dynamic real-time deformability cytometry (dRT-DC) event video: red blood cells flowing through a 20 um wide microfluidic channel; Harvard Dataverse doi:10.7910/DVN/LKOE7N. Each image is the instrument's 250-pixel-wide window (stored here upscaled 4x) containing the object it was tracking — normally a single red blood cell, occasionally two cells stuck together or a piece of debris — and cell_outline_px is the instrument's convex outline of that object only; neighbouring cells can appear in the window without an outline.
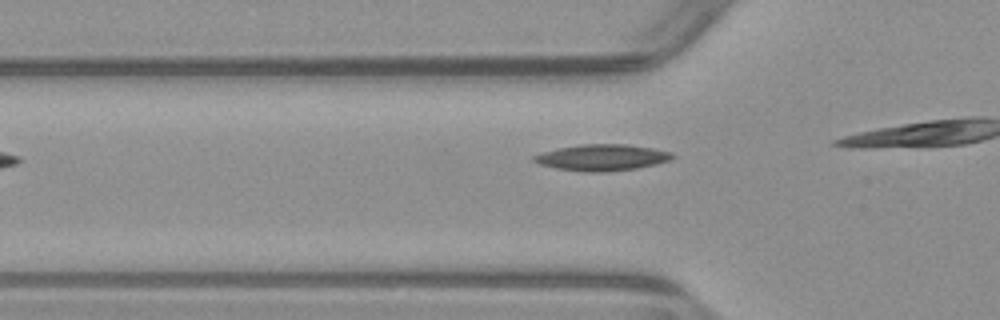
{"species": "common noctule bat (a hibernating species)", "species_latin": "Nyctalus noctula", "temperature_condition": "warm", "stored_images_in_passage": 9, "camera_frame_rate_fps": 3000, "um_per_image_px": 0.085, "animal": {"sex": "male", "body_mass_g": 23.1, "forearm_length_mm": 52.7}, "frame": {"image": 1, "passage_image": 4, "time_ms": 1.0, "image_size_px": [1000, 320], "cell_outline_px": [[676, 156], [668, 160], [656, 164], [636, 168], [604, 172], [584, 172], [556, 168], [540, 164], [532, 160], [532, 156], [544, 152], [560, 148], [580, 144], [628, 144], [652, 148], [672, 152]], "centroid_in_image_um": [51.18, 13.39], "position_along_channel_um": 74.6, "area_um2": 21.1}}
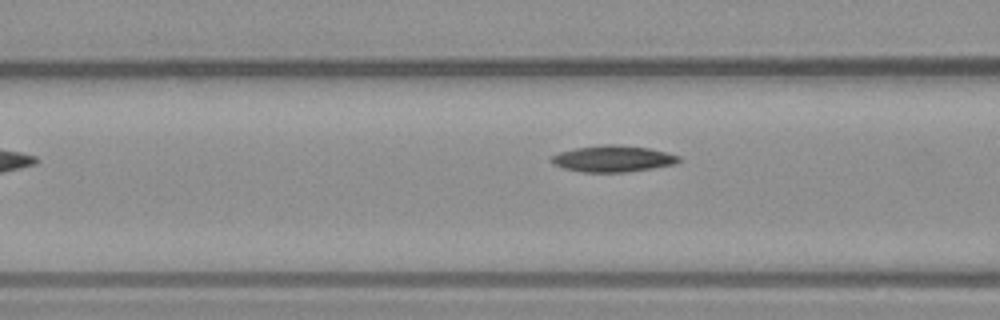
{"frame": {"image": 2, "passage_image": 7, "time_ms": 2.0, "image_size_px": [1000, 320], "cell_outline_px": [[680, 160], [676, 164], [628, 172], [580, 172], [564, 168], [552, 164], [548, 160], [552, 156], [560, 152], [576, 148], [604, 144], [612, 144], [648, 148], [680, 156]], "centroid_in_image_um": [52.06, 13.5], "position_along_channel_um": 114.5, "area_um2": 19.54}}